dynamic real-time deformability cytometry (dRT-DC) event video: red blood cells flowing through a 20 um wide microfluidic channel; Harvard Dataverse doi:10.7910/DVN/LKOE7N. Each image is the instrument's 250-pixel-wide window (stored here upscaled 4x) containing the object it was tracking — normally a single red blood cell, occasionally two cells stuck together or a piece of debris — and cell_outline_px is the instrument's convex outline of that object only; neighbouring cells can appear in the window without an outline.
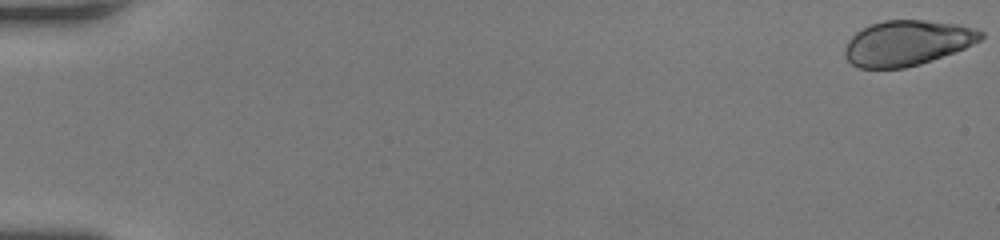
{"species": "human", "species_latin": "Homo sapiens", "temperature_condition": "room temperature", "stored_images_in_passage": 53, "camera_frame_rate_fps": 3000, "um_per_image_px": 0.085, "donor": {"sex": "female"}, "frame": {"image": 1, "passage_image": 1, "time_ms": 0.0, "image_size_px": [1000, 240], "cell_outline_px": [[984, 36], [980, 40], [964, 48], [920, 64], [904, 68], [856, 68], [844, 56], [844, 48], [848, 40], [856, 32], [872, 24], [884, 20], [924, 20], [960, 24], [984, 32]], "centroid_in_image_um": [77.08, 3.65], "position_along_channel_um": 7.9, "area_um2": 35.72}}
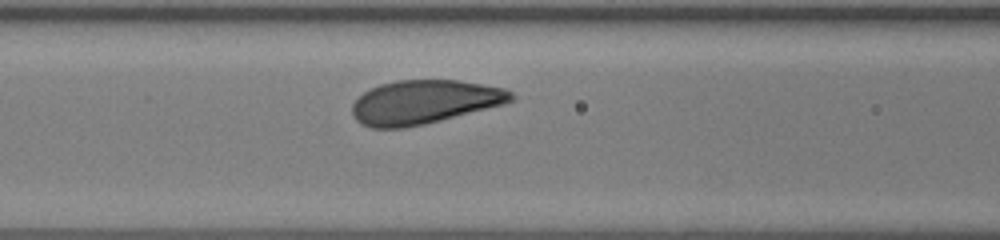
{"frame": {"image": 2, "passage_image": 29, "time_ms": 9.333, "image_size_px": [1000, 240], "cell_outline_px": [[516, 100], [504, 104], [424, 124], [404, 128], [368, 128], [360, 124], [352, 116], [352, 104], [364, 92], [380, 84], [396, 80], [456, 80], [504, 88], [512, 92], [516, 96]], "centroid_in_image_um": [36.05, 8.68], "position_along_channel_um": 130.6, "area_um2": 40.58}}
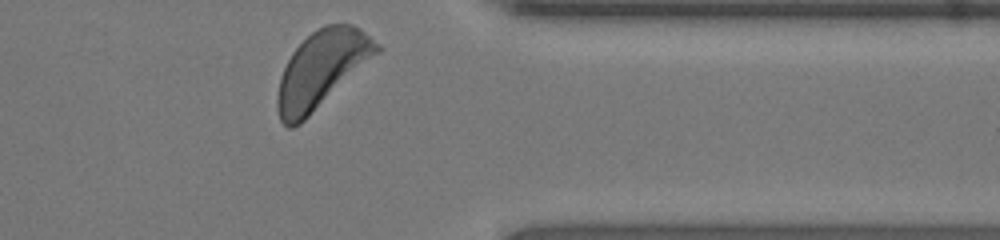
{"frame": {"image": 3, "passage_image": 53, "time_ms": 17.333, "image_size_px": [1000, 240], "cell_outline_px": [[380, 52], [300, 124], [292, 128], [288, 128], [280, 120], [276, 108], [276, 96], [280, 76], [292, 52], [312, 32], [324, 24], [352, 24], [360, 28], [380, 44]], "centroid_in_image_um": [27.33, 5.9], "position_along_channel_um": 384.1, "area_um2": 44.22}}